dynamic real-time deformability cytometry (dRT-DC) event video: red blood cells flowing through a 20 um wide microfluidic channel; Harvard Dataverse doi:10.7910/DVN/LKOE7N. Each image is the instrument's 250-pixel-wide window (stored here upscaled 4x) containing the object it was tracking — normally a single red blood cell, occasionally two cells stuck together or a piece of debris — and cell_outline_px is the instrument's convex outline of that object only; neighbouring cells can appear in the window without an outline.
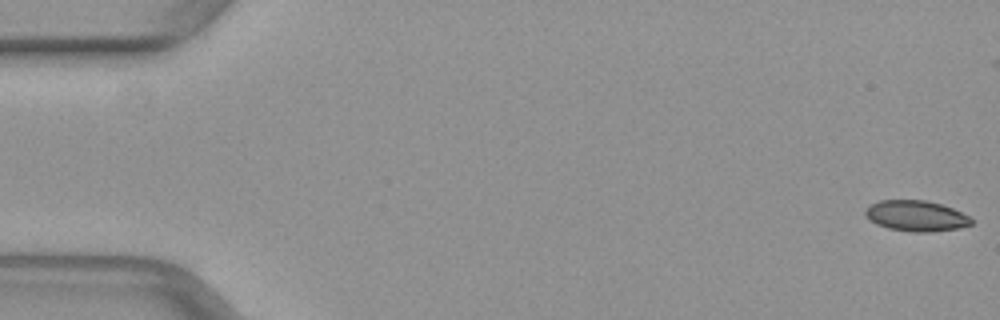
{"species": "common noctule bat (a hibernating species)", "species_latin": "Nyctalus noctula", "temperature_condition": "warm", "stored_images_in_passage": 51, "camera_frame_rate_fps": 3000, "um_per_image_px": 0.085, "animal": {"sex": "female", "body_mass_g": 29.2, "forearm_length_mm": 56.3}, "frame": {"image": 1, "passage_image": 1, "time_ms": 0.0, "image_size_px": [1000, 320], "cell_outline_px": [[972, 224], [960, 228], [932, 232], [912, 232], [888, 228], [876, 224], [868, 220], [864, 212], [872, 204], [880, 200], [924, 200], [940, 204], [952, 208], [968, 216], [972, 220]], "centroid_in_image_um": [77.86, 18.36], "position_along_channel_um": 7.1, "area_um2": 18.9}}
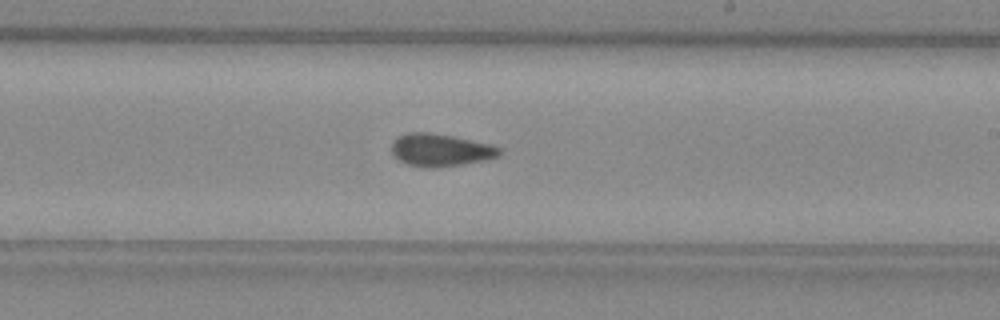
{"frame": {"image": 2, "passage_image": 30, "time_ms": 9.667, "image_size_px": [1000, 320], "cell_outline_px": [[504, 152], [500, 156], [484, 160], [440, 168], [424, 168], [408, 164], [400, 160], [392, 152], [392, 140], [408, 132], [432, 132], [492, 144], [500, 148]], "centroid_in_image_um": [37.48, 12.75], "position_along_channel_um": 251.5, "area_um2": 20.63}}
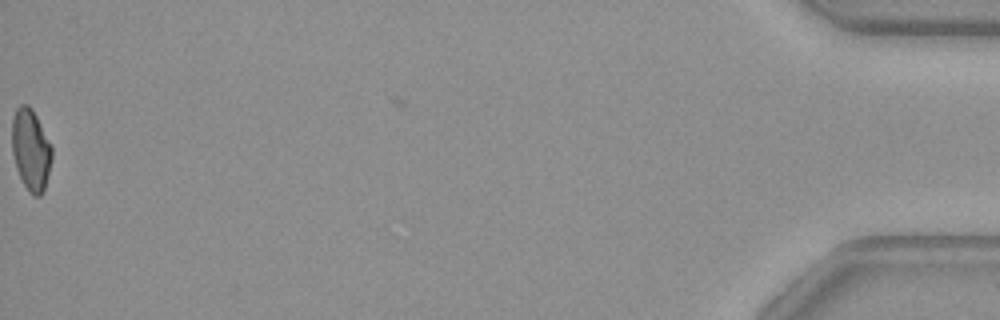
{"frame": {"image": 3, "passage_image": 51, "time_ms": 16.667, "image_size_px": [1000, 320], "cell_outline_px": [[52, 156], [44, 188], [40, 196], [32, 196], [28, 192], [16, 168], [12, 152], [12, 116], [16, 108], [20, 104], [28, 104], [32, 108], [52, 144]], "centroid_in_image_um": [2.61, 12.69], "position_along_channel_um": 432.6, "area_um2": 19.07}}